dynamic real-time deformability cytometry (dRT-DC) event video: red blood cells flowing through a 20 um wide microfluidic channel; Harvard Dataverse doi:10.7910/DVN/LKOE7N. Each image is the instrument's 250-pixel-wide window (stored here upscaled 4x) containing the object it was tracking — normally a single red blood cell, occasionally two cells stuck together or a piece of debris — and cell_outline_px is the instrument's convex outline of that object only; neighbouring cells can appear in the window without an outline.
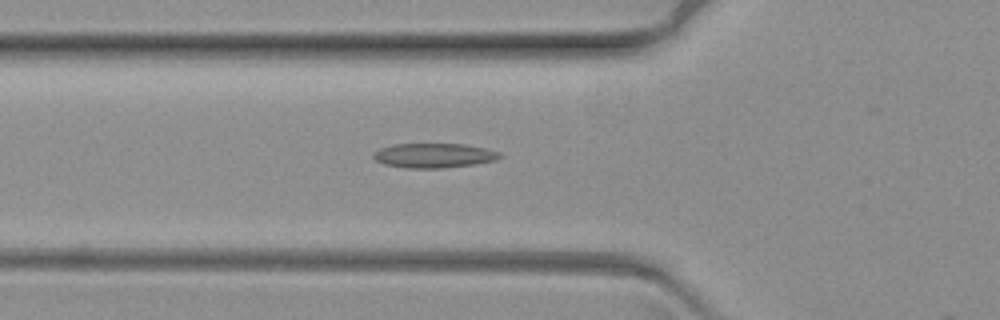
{"species": "common noctule bat (a hibernating species)", "species_latin": "Nyctalus noctula", "temperature_condition": "warm", "stored_images_in_passage": 32, "camera_frame_rate_fps": 3000, "um_per_image_px": 0.085, "animal": {"sex": "female", "body_mass_g": 19.3, "forearm_length_mm": 54.1}, "frame": {"image": 1, "passage_image": 3, "time_ms": 0.667, "image_size_px": [1000, 320], "cell_outline_px": [[504, 156], [496, 160], [472, 164], [440, 168], [408, 168], [384, 164], [376, 160], [372, 156], [372, 152], [380, 148], [392, 144], [464, 144], [484, 148], [500, 152]], "centroid_in_image_um": [36.86, 13.21], "position_along_channel_um": 88.9, "area_um2": 18.03}}
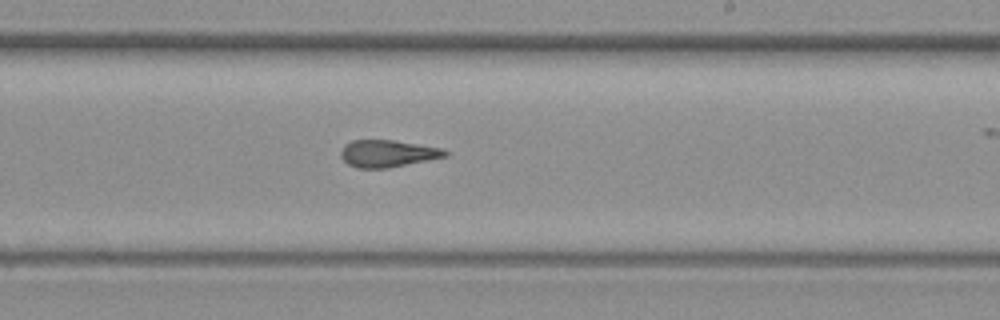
{"frame": {"image": 2, "passage_image": 19, "time_ms": 6.0, "image_size_px": [1000, 320], "cell_outline_px": [[448, 156], [388, 168], [356, 168], [348, 164], [340, 156], [340, 152], [344, 144], [352, 140], [392, 140], [444, 148], [448, 152]], "centroid_in_image_um": [32.94, 13.05], "position_along_channel_um": 256.1, "area_um2": 16.53}}
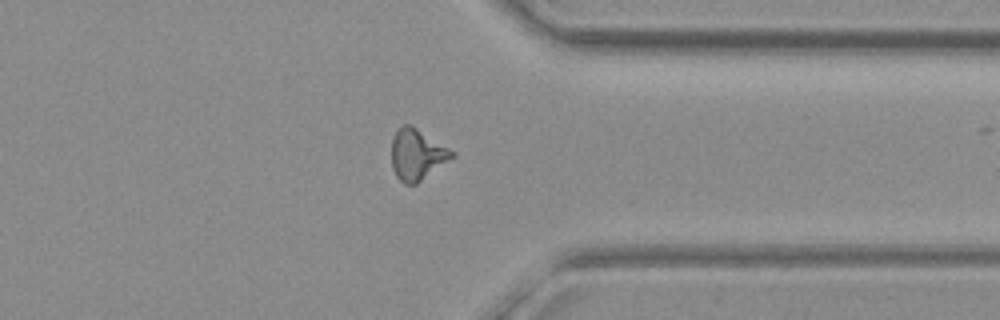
{"frame": {"image": 3, "passage_image": 31, "time_ms": 10.0, "image_size_px": [1000, 320], "cell_outline_px": [[456, 156], [416, 184], [404, 184], [396, 176], [392, 168], [392, 140], [396, 132], [404, 124], [412, 124], [456, 152]], "centroid_in_image_um": [35.48, 13.13], "position_along_channel_um": 375.9, "area_um2": 18.09}}